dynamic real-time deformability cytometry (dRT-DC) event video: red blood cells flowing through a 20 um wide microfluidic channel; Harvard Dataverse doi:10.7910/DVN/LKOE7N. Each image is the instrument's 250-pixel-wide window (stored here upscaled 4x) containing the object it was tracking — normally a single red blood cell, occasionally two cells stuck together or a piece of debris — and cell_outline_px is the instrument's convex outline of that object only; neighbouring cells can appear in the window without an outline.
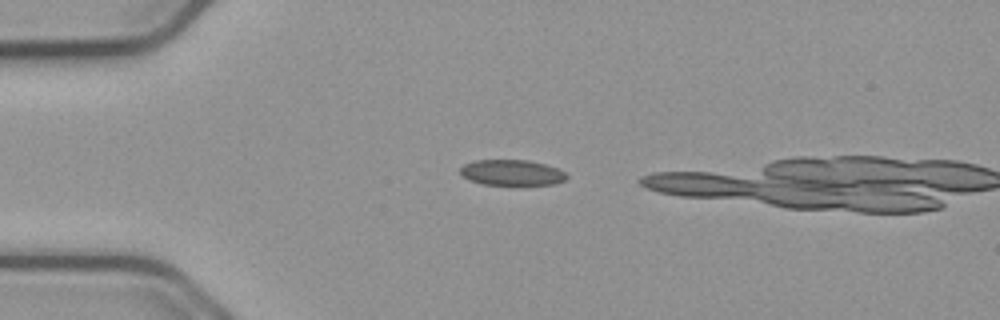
{"species": "common noctule bat (a hibernating species)", "species_latin": "Nyctalus noctula", "temperature_condition": "cold", "stored_images_in_passage": 2, "camera_frame_rate_fps": 3000, "um_per_image_px": 0.085, "animal": {"sex": "male", "body_mass_g": 23.1, "forearm_length_mm": 52.7}, "frame": {"image": 1, "passage_image": 1, "time_ms": 0.0, "image_size_px": [1000, 320], "cell_outline_px": [[568, 176], [564, 180], [552, 184], [484, 184], [472, 180], [464, 176], [460, 172], [460, 168], [464, 164], [472, 160], [528, 160], [544, 164], [556, 168], [564, 172]], "centroid_in_image_um": [43.49, 14.65], "position_along_channel_um": 41.5, "area_um2": 15.55}}